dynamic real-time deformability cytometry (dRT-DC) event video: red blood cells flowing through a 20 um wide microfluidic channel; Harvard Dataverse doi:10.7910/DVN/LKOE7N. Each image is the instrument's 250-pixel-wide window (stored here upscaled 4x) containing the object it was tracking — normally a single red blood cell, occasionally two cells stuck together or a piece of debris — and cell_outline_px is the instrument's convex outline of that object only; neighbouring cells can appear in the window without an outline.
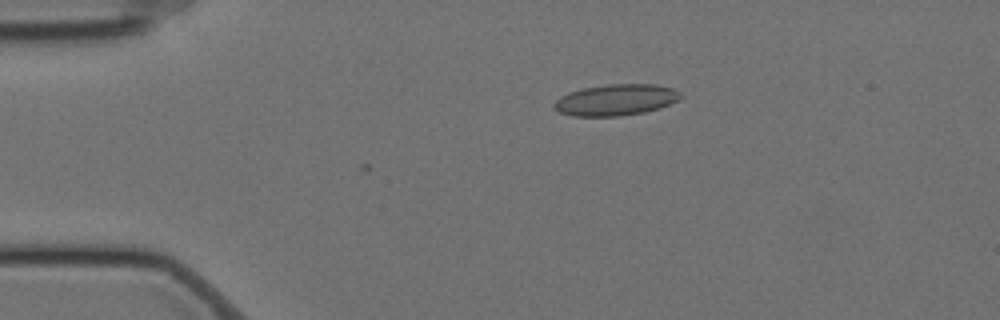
{"species": "Egyptian fruit bat (a non-hibernating species)", "species_latin": "Rousettus aegyptiacus", "temperature_condition": "cold", "stored_images_in_passage": 34, "camera_frame_rate_fps": 3000, "um_per_image_px": 0.085, "animal": {"sex": "female"}, "frame": {"image": 1, "passage_image": 1, "time_ms": 0.0, "image_size_px": [1000, 320], "cell_outline_px": [[684, 96], [660, 108], [644, 112], [620, 116], [572, 116], [560, 112], [552, 108], [552, 104], [560, 96], [568, 92], [584, 88], [608, 84], [656, 84], [672, 88], [680, 92]], "centroid_in_image_um": [52.32, 8.49], "position_along_channel_um": 32.7, "area_um2": 23.12}}
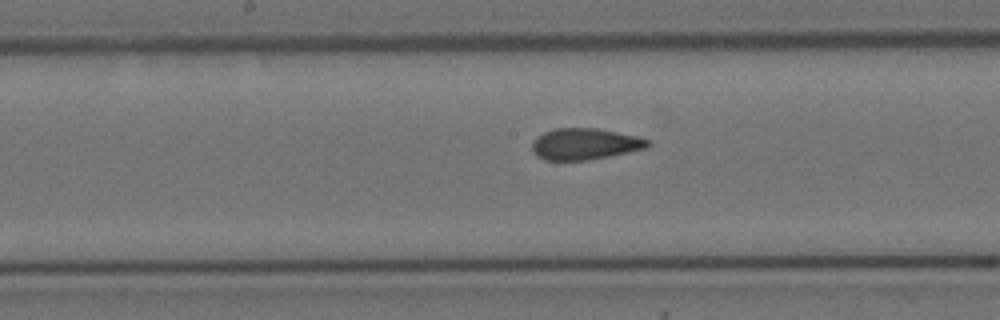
{"frame": {"image": 2, "passage_image": 19, "time_ms": 6.0, "image_size_px": [1000, 320], "cell_outline_px": [[652, 144], [644, 148], [608, 156], [588, 160], [544, 160], [536, 156], [532, 152], [532, 140], [536, 136], [544, 132], [556, 128], [596, 128], [636, 136], [648, 140]], "centroid_in_image_um": [49.64, 12.24], "position_along_channel_um": 198.6, "area_um2": 21.04}}
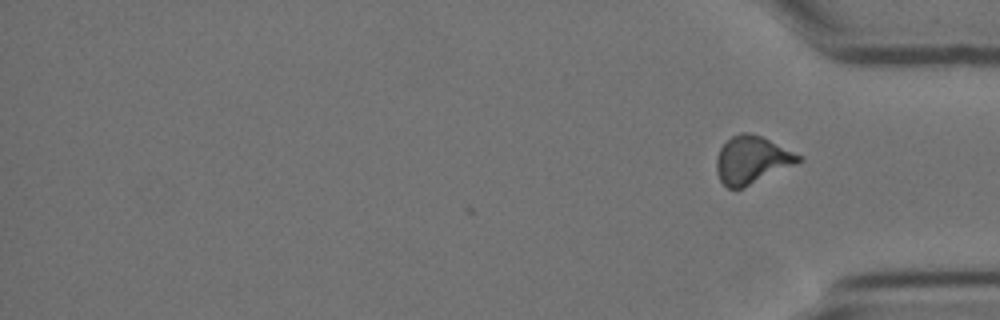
{"frame": {"image": 3, "passage_image": 34, "time_ms": 11.0, "image_size_px": [1000, 320], "cell_outline_px": [[804, 160], [744, 188], [728, 188], [720, 180], [716, 172], [716, 156], [720, 148], [732, 136], [740, 132], [748, 132], [760, 136], [800, 156]], "centroid_in_image_um": [63.86, 13.61], "position_along_channel_um": 371.3, "area_um2": 22.43}, "authors_computed_cell_mechanics": {"area_um2": 21.6461, "velocity_mm_per_s": 3.5008, "shape_relaxation_time_tau1_ms": null, "shape_relaxation_time_tau2_ms": 1.64, "deformation_change_tau1": null, "deformation_change_tau2": 0.0779}}